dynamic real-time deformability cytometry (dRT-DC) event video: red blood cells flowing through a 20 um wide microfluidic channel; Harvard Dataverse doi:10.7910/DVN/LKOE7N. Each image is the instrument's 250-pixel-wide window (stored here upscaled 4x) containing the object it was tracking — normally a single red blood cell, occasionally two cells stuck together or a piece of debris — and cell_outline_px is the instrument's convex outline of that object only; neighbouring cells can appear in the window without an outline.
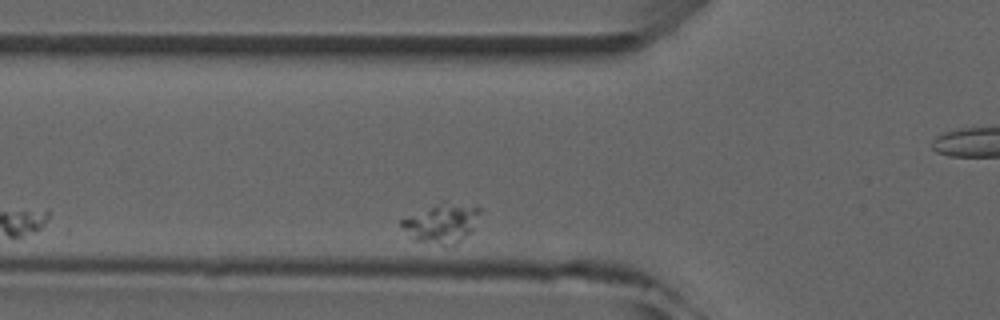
{"species": "common noctule bat (a hibernating species)", "species_latin": "Nyctalus noctula", "temperature_condition": "room temperature", "stored_images_in_passage": 4, "camera_frame_rate_fps": 3000, "um_per_image_px": 0.085, "animal": {"sex": "male", "forearm_length_mm": 52.5}, "frame": {"image": 1, "passage_image": 3, "time_ms": 2.333, "image_size_px": [1000, 320], "cell_outline_px": [[480, 212], [472, 228], [456, 244], [440, 244], [412, 240], [408, 236], [400, 224], [400, 220], [444, 200], [480, 208]], "centroid_in_image_um": [37.49, 18.95], "position_along_channel_um": 88.3, "area_um2": 17.51}}